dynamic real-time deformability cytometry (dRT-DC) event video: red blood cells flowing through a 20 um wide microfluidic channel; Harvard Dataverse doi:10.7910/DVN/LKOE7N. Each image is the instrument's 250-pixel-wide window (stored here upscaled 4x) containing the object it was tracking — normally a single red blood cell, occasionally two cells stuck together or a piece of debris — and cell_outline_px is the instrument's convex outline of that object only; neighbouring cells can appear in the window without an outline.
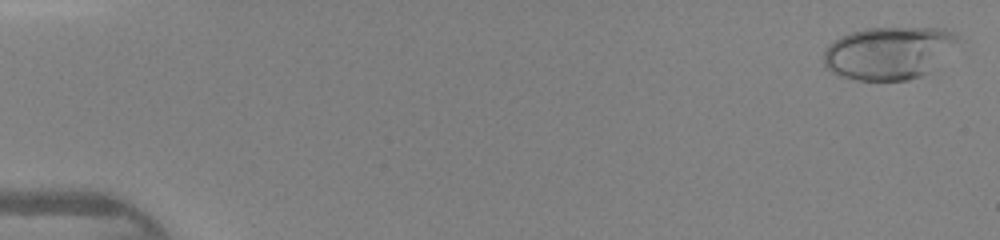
{"species": "human", "species_latin": "Homo sapiens", "temperature_condition": "warm", "stored_images_in_passage": 45, "camera_frame_rate_fps": 3000, "um_per_image_px": 0.085, "donor": {"sex": "female"}, "frame": {"image": 1, "passage_image": 1, "time_ms": 0.0, "image_size_px": [1000, 240], "cell_outline_px": [[960, 36], [928, 72], [924, 76], [908, 80], [860, 80], [840, 76], [824, 68], [824, 52], [828, 44], [840, 36], [852, 32], [868, 28], [944, 28], [956, 32]], "centroid_in_image_um": [75.47, 4.49], "position_along_channel_um": 9.5, "area_um2": 40.75}}
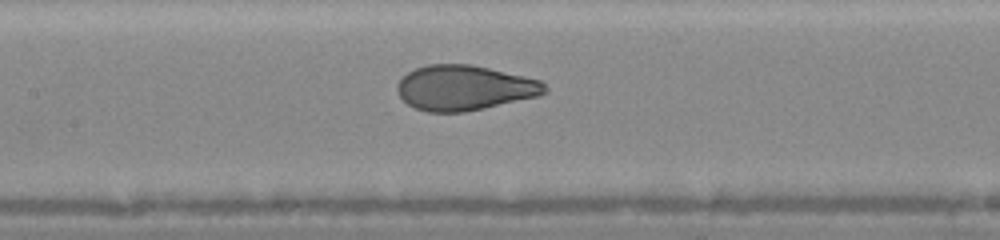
{"frame": {"image": 2, "passage_image": 22, "time_ms": 7.0, "image_size_px": [1000, 240], "cell_outline_px": [[548, 92], [536, 96], [484, 108], [464, 112], [428, 112], [416, 108], [408, 104], [396, 92], [396, 84], [408, 72], [416, 68], [428, 64], [472, 64], [524, 76], [540, 80], [548, 88]], "centroid_in_image_um": [39.46, 7.46], "position_along_channel_um": 167.9, "area_um2": 38.61}}
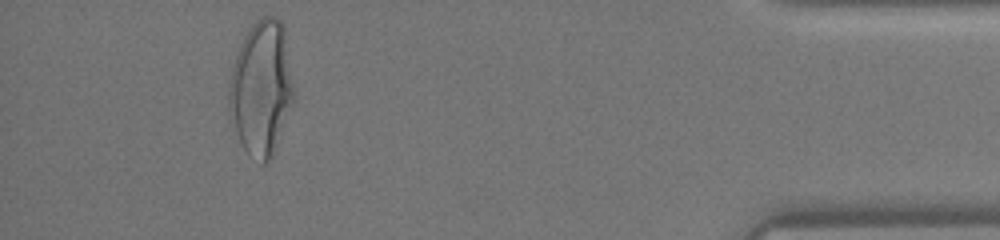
{"frame": {"image": 3, "passage_image": 42, "time_ms": 13.667, "image_size_px": [1000, 240], "cell_outline_px": [[296, 100], [268, 160], [264, 164], [260, 164], [248, 156], [232, 132], [228, 112], [228, 84], [236, 52], [244, 36], [252, 24], [256, 20], [264, 16], [276, 16], [280, 20], [284, 28], [296, 92]], "centroid_in_image_um": [22.2, 7.51], "position_along_channel_um": 413.0, "area_um2": 52.08}}